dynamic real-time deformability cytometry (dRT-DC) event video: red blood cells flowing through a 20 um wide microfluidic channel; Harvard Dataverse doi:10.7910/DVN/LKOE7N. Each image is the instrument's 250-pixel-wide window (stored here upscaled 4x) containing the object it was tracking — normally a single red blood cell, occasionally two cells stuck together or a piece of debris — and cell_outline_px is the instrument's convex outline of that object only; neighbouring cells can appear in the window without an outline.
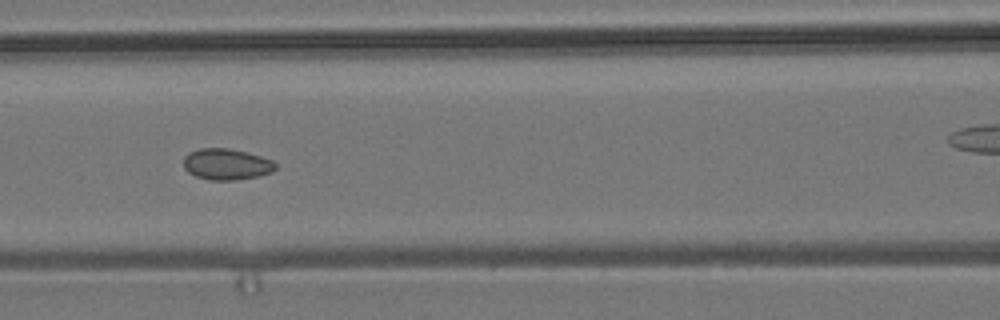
{"species": "common noctule bat (a hibernating species)", "species_latin": "Nyctalus noctula", "temperature_condition": "room temperature", "stored_images_in_passage": 7, "camera_frame_rate_fps": 3000, "um_per_image_px": 0.085, "animal": {"sex": "male", "body_mass_g": 19.2, "forearm_length_mm": 51.8}, "frame": {"image": 1, "passage_image": 6, "time_ms": 5.667, "image_size_px": [1000, 320], "cell_outline_px": [[276, 168], [272, 172], [256, 176], [236, 180], [208, 180], [196, 176], [188, 172], [184, 168], [184, 156], [188, 152], [200, 148], [228, 148], [260, 156], [272, 160], [276, 164]], "centroid_in_image_um": [19.22, 13.96], "position_along_channel_um": 147.4, "area_um2": 16.65}}